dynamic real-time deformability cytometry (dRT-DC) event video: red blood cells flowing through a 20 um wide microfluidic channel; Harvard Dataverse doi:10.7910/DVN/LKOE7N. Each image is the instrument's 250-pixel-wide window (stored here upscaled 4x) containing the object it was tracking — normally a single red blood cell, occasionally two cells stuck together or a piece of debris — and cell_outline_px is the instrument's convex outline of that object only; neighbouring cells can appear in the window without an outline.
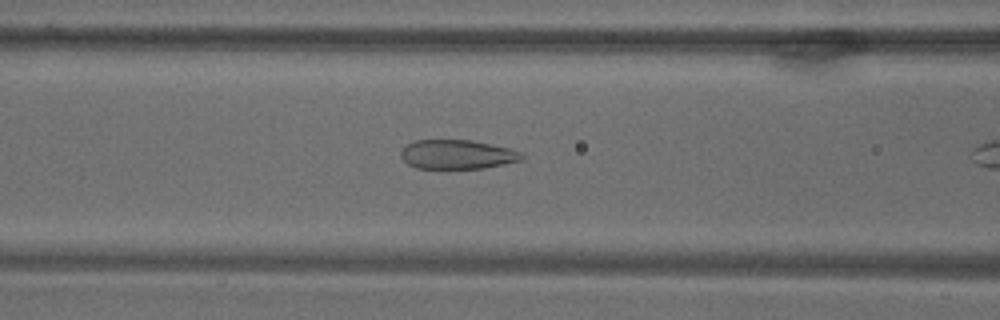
{"species": "common noctule bat (a hibernating species)", "species_latin": "Nyctalus noctula", "temperature_condition": "warm", "stored_images_in_passage": 30, "camera_frame_rate_fps": 3000, "um_per_image_px": 0.085, "animal": {"sex": "male", "body_mass_g": 18.8}, "frame": {"image": 1, "passage_image": 7, "time_ms": 2.0, "image_size_px": [1000, 320], "cell_outline_px": [[524, 160], [484, 168], [448, 172], [444, 172], [416, 168], [408, 164], [400, 156], [400, 152], [408, 144], [416, 140], [472, 140], [512, 148], [520, 152], [524, 156]], "centroid_in_image_um": [38.87, 13.18], "position_along_channel_um": 127.7, "area_um2": 21.68}}
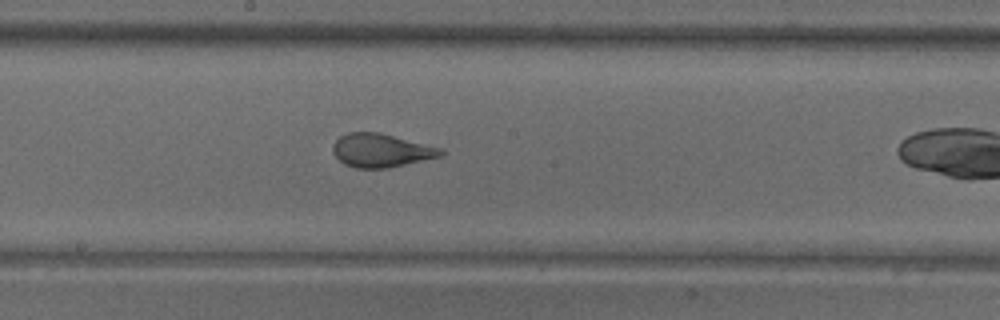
{"frame": {"image": 2, "passage_image": 16, "time_ms": 5.0, "image_size_px": [1000, 320], "cell_outline_px": [[444, 152], [440, 156], [388, 168], [356, 168], [344, 164], [332, 152], [332, 144], [340, 136], [348, 132], [380, 132], [444, 148]], "centroid_in_image_um": [32.39, 12.77], "position_along_channel_um": 215.8, "area_um2": 21.15}}
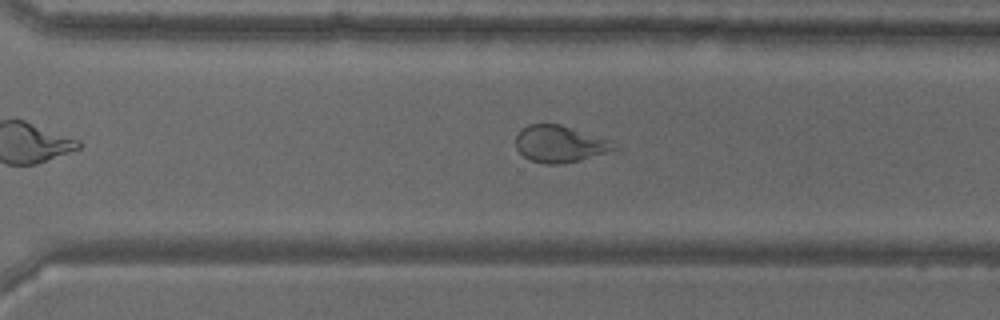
{"frame": {"image": 3, "passage_image": 27, "time_ms": 8.667, "image_size_px": [1000, 320], "cell_outline_px": [[620, 148], [580, 160], [564, 164], [544, 164], [532, 160], [524, 156], [516, 148], [516, 136], [528, 124], [560, 124], [620, 144]], "centroid_in_image_um": [47.6, 12.25], "position_along_channel_um": 323.0, "area_um2": 20.87}}